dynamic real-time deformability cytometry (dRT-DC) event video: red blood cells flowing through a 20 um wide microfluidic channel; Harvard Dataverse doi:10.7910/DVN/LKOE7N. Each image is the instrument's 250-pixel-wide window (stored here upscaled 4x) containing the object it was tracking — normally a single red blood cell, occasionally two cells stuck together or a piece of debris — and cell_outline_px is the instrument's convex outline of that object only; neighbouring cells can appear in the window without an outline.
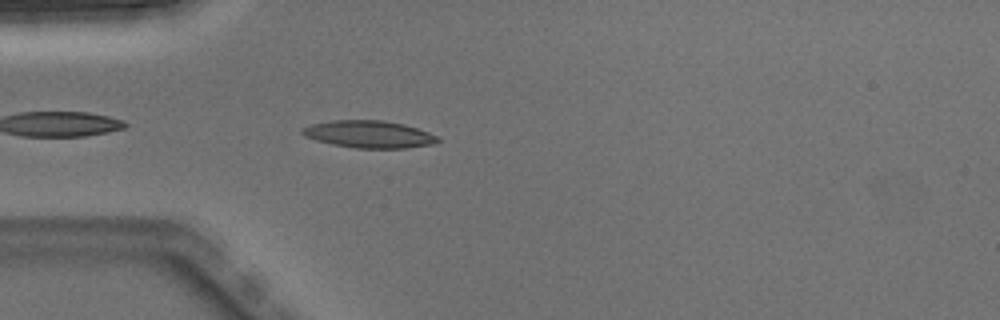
{"species": "Egyptian fruit bat (a non-hibernating species)", "species_latin": "Rousettus aegyptiacus", "temperature_condition": "warm", "stored_images_in_passage": 4, "camera_frame_rate_fps": 3000, "um_per_image_px": 0.085, "animal": {"sex": "male"}, "frame": {"image": 1, "passage_image": 4, "time_ms": 1.0, "image_size_px": [1000, 320], "cell_outline_px": [[440, 140], [432, 144], [404, 148], [356, 148], [332, 144], [316, 140], [304, 136], [300, 132], [300, 128], [312, 124], [332, 120], [380, 120], [404, 124], [440, 136]], "centroid_in_image_um": [31.34, 11.41], "position_along_channel_um": 53.7, "area_um2": 21.5}}